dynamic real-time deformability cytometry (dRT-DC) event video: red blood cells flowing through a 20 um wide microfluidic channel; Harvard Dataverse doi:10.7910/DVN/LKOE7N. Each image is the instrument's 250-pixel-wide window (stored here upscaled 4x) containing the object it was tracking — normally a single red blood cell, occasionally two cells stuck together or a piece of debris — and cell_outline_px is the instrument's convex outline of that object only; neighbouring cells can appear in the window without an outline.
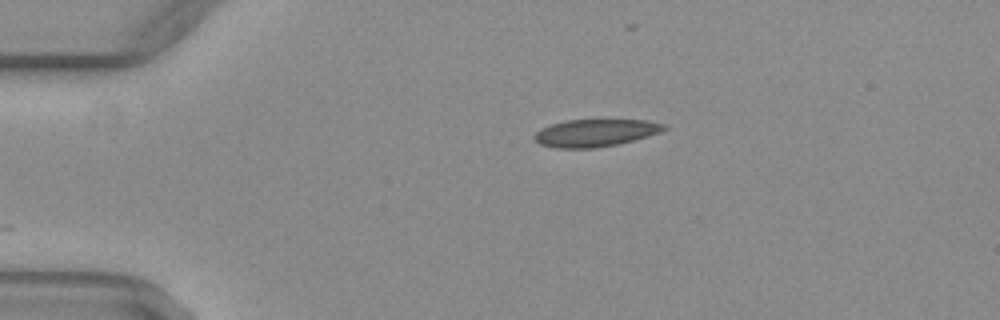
{"species": "common noctule bat (a hibernating species)", "species_latin": "Nyctalus noctula", "temperature_condition": "warm", "stored_images_in_passage": 30, "camera_frame_rate_fps": 3000, "um_per_image_px": 0.085, "animal": {"sex": "female", "body_mass_g": 29.2, "forearm_length_mm": 56.3}, "frame": {"image": 1, "passage_image": 1, "time_ms": 0.0, "image_size_px": [1000, 320], "cell_outline_px": [[668, 128], [660, 132], [632, 140], [616, 144], [596, 148], [556, 148], [540, 144], [532, 136], [540, 128], [552, 124], [568, 120], [648, 120], [664, 124]], "centroid_in_image_um": [50.58, 11.29], "position_along_channel_um": 34.4, "area_um2": 20.52}}
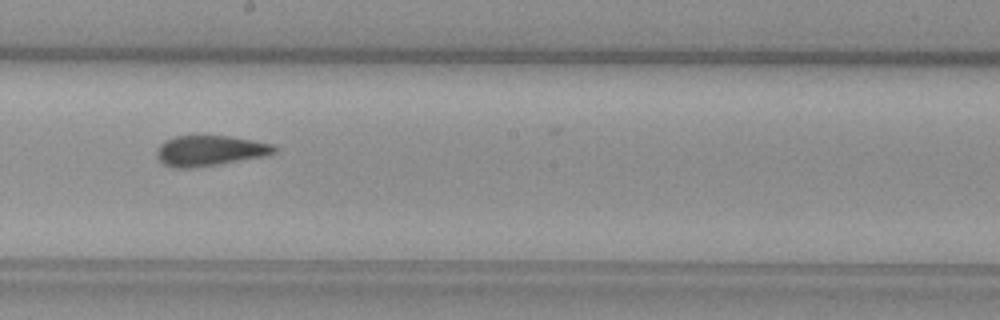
{"frame": {"image": 2, "passage_image": 19, "time_ms": 6.0, "image_size_px": [1000, 320], "cell_outline_px": [[280, 148], [276, 152], [264, 156], [192, 168], [172, 168], [164, 164], [156, 156], [156, 148], [164, 140], [176, 136], [228, 136], [276, 144]], "centroid_in_image_um": [17.84, 12.8], "position_along_channel_um": 230.4, "area_um2": 20.92}}
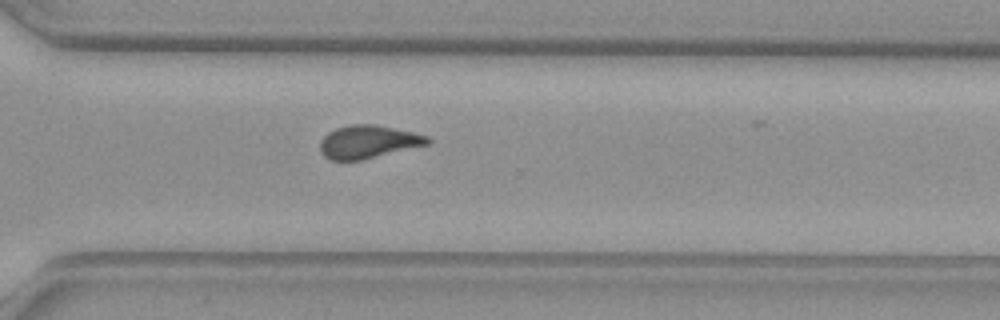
{"frame": {"image": 3, "passage_image": 27, "time_ms": 8.667, "image_size_px": [1000, 320], "cell_outline_px": [[432, 140], [428, 144], [360, 160], [328, 160], [320, 152], [320, 140], [328, 132], [336, 128], [352, 124], [376, 124], [412, 132], [428, 136]], "centroid_in_image_um": [31.26, 12.05], "position_along_channel_um": 339.3, "area_um2": 20.58}}